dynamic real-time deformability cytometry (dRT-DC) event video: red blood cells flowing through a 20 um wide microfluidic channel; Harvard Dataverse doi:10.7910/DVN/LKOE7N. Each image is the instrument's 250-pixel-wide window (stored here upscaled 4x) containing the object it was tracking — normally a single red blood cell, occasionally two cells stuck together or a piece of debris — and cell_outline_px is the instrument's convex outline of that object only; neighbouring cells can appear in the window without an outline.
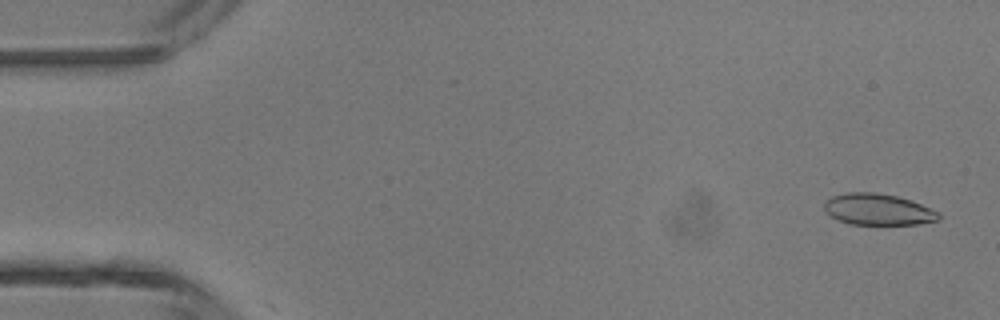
{"species": "common noctule bat (a hibernating species)", "species_latin": "Nyctalus noctula", "temperature_condition": "room temperature", "stored_images_in_passage": 4, "camera_frame_rate_fps": 3000, "um_per_image_px": 0.085, "animal": {"sex": "male", "body_mass_g": 13.3}, "frame": {"image": 1, "passage_image": 1, "time_ms": 0.0, "image_size_px": [1000, 320], "cell_outline_px": [[940, 220], [916, 224], [848, 224], [832, 216], [824, 208], [824, 204], [832, 196], [848, 192], [876, 192], [896, 196], [920, 204], [940, 212]], "centroid_in_image_um": [74.65, 17.8], "position_along_channel_um": 10.3, "area_um2": 20.63}}
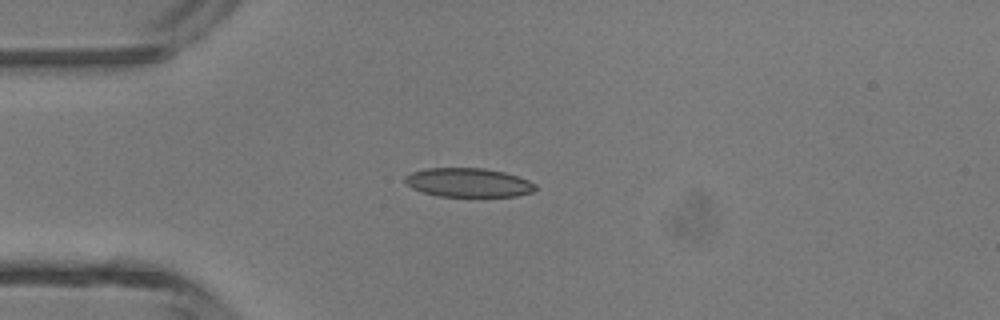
{"frame": {"image": 2, "passage_image": 3, "time_ms": 0.667, "image_size_px": [1000, 320], "cell_outline_px": [[536, 188], [532, 192], [516, 196], [440, 196], [424, 192], [412, 188], [404, 180], [404, 176], [412, 172], [428, 168], [484, 168], [504, 172], [528, 180], [536, 184]], "centroid_in_image_um": [39.81, 15.51], "position_along_channel_um": 45.2, "area_um2": 21.79}}